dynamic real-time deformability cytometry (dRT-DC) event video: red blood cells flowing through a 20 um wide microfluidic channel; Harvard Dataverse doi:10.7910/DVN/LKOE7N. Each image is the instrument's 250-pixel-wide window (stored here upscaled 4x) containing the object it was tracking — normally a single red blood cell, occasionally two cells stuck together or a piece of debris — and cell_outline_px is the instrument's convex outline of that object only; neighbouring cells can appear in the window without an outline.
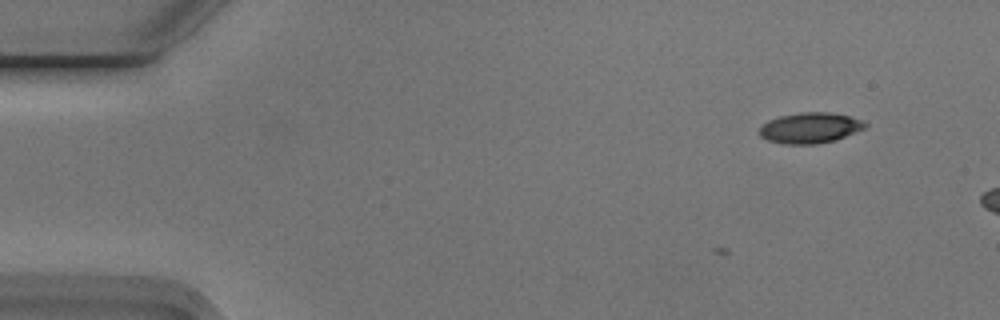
{"species": "Egyptian fruit bat (a non-hibernating species)", "species_latin": "Rousettus aegyptiacus", "temperature_condition": "cold", "stored_images_in_passage": 10, "camera_frame_rate_fps": 3000, "um_per_image_px": 0.085, "animal": {"sex": "male"}, "frame": {"image": 1, "passage_image": 10, "time_ms": 3.0, "image_size_px": [1000, 320], "cell_outline_px": [[868, 124], [864, 128], [836, 140], [816, 144], [784, 144], [768, 140], [760, 136], [760, 128], [768, 120], [780, 116], [800, 112], [828, 112], [848, 116], [864, 120]], "centroid_in_image_um": [68.87, 10.87], "position_along_channel_um": 16.1, "area_um2": 18.79}}